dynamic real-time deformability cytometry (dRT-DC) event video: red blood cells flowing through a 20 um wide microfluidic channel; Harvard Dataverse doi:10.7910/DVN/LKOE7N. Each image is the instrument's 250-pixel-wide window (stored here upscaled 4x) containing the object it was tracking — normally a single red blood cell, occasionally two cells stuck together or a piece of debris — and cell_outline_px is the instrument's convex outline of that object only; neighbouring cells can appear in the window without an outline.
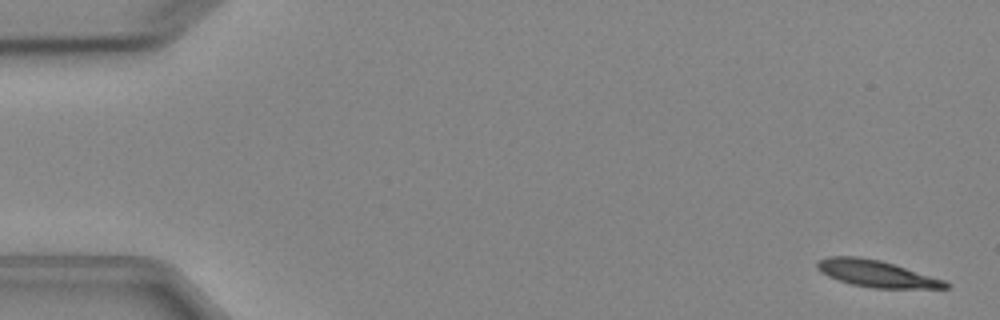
{"species": "Egyptian fruit bat (a non-hibernating species)", "species_latin": "Rousettus aegyptiacus", "temperature_condition": "cold", "stored_images_in_passage": 5, "camera_frame_rate_fps": 3000, "um_per_image_px": 0.085, "animal": {"sex": "female"}, "frame": {"image": 1, "passage_image": 1, "time_ms": 0.0, "image_size_px": [1000, 320], "cell_outline_px": [[952, 284], [948, 288], [872, 288], [852, 284], [828, 276], [820, 272], [816, 268], [816, 264], [820, 260], [828, 256], [860, 256], [880, 260], [944, 280]], "centroid_in_image_um": [74.48, 23.25], "position_along_channel_um": 10.5, "area_um2": 19.83}}
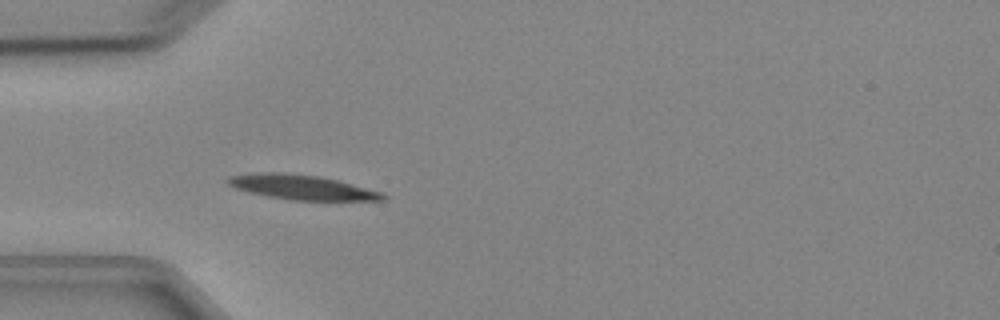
{"frame": {"image": 2, "passage_image": 5, "time_ms": 4.667, "image_size_px": [1000, 320], "cell_outline_px": [[388, 200], [292, 200], [268, 196], [236, 188], [228, 184], [228, 176], [264, 172], [284, 172], [316, 176], [336, 180], [380, 192], [388, 196]], "centroid_in_image_um": [25.67, 15.92], "position_along_channel_um": 59.3, "area_um2": 21.79}}